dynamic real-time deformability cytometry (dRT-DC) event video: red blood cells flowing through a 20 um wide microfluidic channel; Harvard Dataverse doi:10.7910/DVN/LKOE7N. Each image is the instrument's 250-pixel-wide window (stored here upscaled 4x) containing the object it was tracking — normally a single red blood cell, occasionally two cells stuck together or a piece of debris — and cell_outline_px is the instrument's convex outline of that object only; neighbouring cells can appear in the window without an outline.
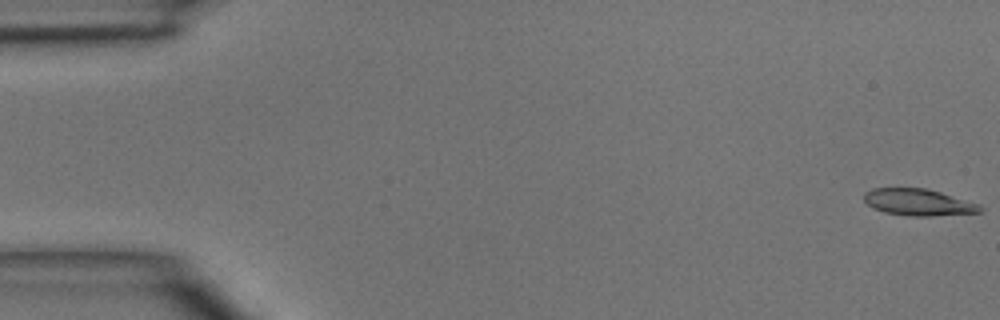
{"species": "common noctule bat (a hibernating species)", "species_latin": "Nyctalus noctula", "temperature_condition": "room temperature", "stored_images_in_passage": 7, "camera_frame_rate_fps": 3000, "um_per_image_px": 0.085, "animal": {"sex": "male", "body_mass_g": 15.6}, "frame": {"image": 1, "passage_image": 1, "time_ms": 0.0, "image_size_px": [1000, 320], "cell_outline_px": [[984, 208], [980, 212], [932, 216], [908, 216], [884, 212], [872, 208], [864, 200], [864, 192], [872, 188], [924, 188], [940, 192], [980, 204]], "centroid_in_image_um": [78.05, 17.19], "position_along_channel_um": 7.0, "area_um2": 18.09}}
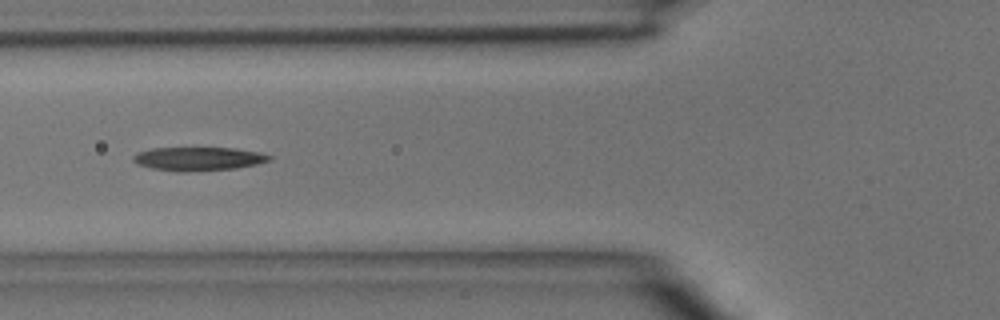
{"frame": {"image": 2, "passage_image": 6, "time_ms": 5.667, "image_size_px": [1000, 320], "cell_outline_px": [[272, 160], [256, 164], [236, 168], [184, 172], [180, 172], [152, 168], [136, 164], [132, 160], [132, 156], [136, 152], [152, 148], [236, 148], [260, 152], [272, 156]], "centroid_in_image_um": [16.84, 13.49], "position_along_channel_um": 109.0, "area_um2": 18.84}}
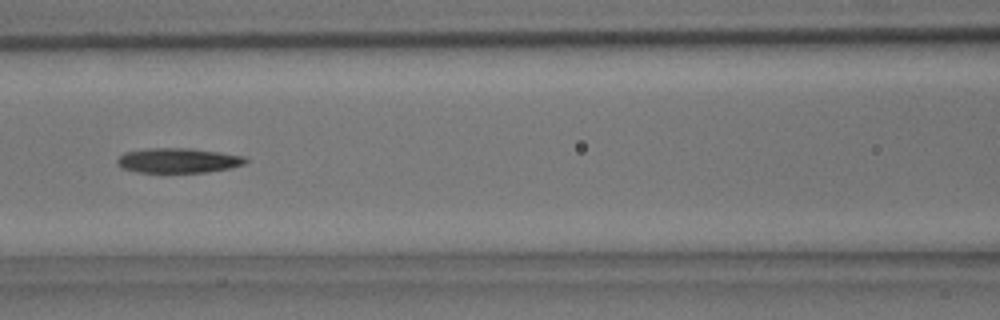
{"frame": {"image": 3, "passage_image": 7, "time_ms": 6.667, "image_size_px": [1000, 320], "cell_outline_px": [[248, 160], [244, 164], [232, 168], [208, 172], [136, 172], [124, 168], [116, 164], [116, 160], [124, 152], [148, 148], [192, 148], [220, 152], [244, 156]], "centroid_in_image_um": [15.16, 13.63], "position_along_channel_um": 151.4, "area_um2": 18.67}}